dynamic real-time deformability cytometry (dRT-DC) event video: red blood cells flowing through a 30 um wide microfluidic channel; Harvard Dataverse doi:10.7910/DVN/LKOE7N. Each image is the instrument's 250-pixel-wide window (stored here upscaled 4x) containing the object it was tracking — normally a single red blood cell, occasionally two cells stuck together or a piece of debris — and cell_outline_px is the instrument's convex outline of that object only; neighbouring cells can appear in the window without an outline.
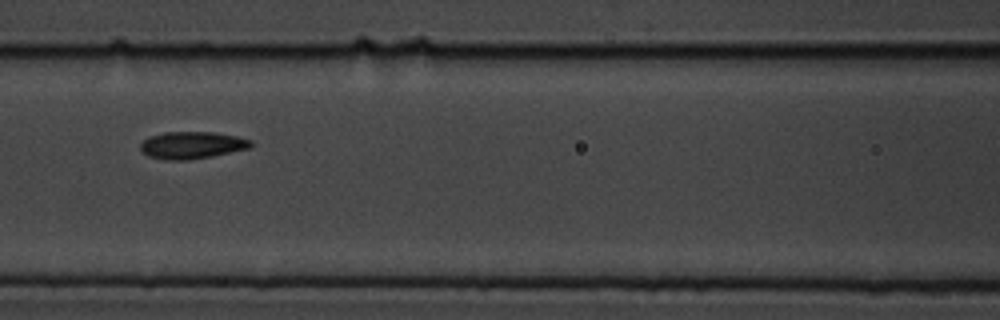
{"species": "common noctule bat (a hibernating species)", "species_latin": "Nyctalus noctula", "temperature_condition": "cold", "stored_images_in_passage": 11, "segment_of_instrument_passage": [1, 2], "camera_frame_rate_fps": 3000, "um_per_image_px": 0.085, "animal": {"sex": "male", "body_mass_g": 19.5, "forearm_length_mm": 54.6}, "frame": {"image": 1, "passage_image": 7, "time_ms": 2.0, "image_size_px": [1000, 320], "cell_outline_px": [[252, 148], [212, 156], [188, 160], [164, 160], [148, 156], [140, 148], [140, 144], [148, 136], [164, 132], [216, 132], [236, 136], [252, 140]], "centroid_in_image_um": [16.33, 12.34], "position_along_channel_um": 150.3, "area_um2": 17.63}}
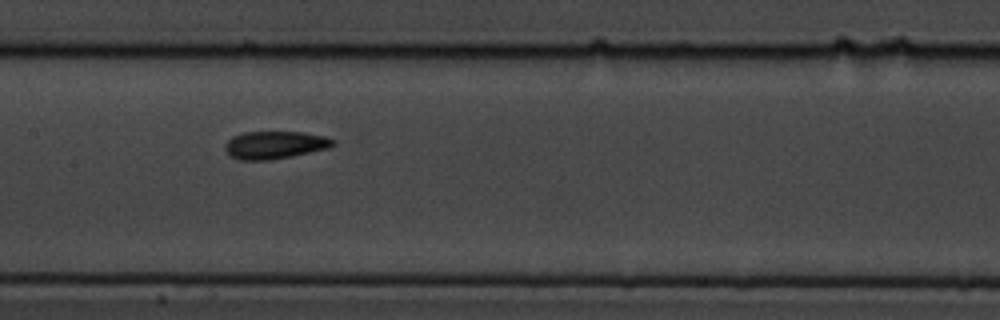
{"frame": {"image": 2, "passage_image": 8, "time_ms": 2.333, "image_size_px": [1000, 320], "cell_outline_px": [[336, 144], [328, 148], [292, 156], [272, 160], [240, 160], [228, 156], [224, 148], [224, 144], [232, 136], [244, 132], [304, 132], [324, 136], [336, 140]], "centroid_in_image_um": [23.33, 12.32], "position_along_channel_um": 184.1, "area_um2": 17.63}}
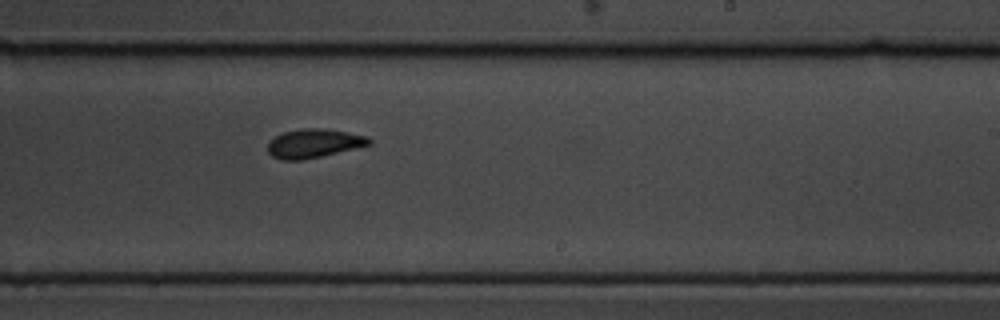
{"frame": {"image": 3, "passage_image": 10, "time_ms": 3.0, "image_size_px": [1000, 320], "cell_outline_px": [[372, 144], [304, 160], [280, 160], [272, 156], [268, 152], [268, 144], [276, 136], [284, 132], [300, 128], [320, 128], [368, 136], [372, 140]], "centroid_in_image_um": [26.67, 12.19], "position_along_channel_um": 262.3, "area_um2": 16.88}}